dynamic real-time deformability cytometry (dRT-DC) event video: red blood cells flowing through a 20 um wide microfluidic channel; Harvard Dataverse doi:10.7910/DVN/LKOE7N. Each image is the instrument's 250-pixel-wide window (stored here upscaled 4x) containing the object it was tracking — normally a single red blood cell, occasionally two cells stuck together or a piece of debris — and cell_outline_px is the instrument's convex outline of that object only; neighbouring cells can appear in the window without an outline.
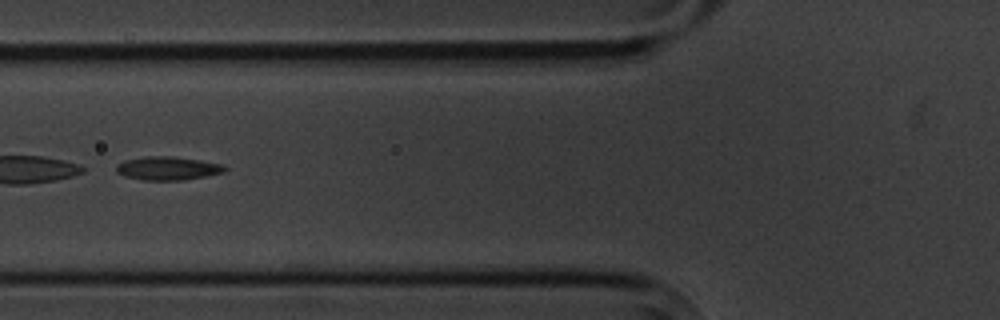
{"species": "common noctule bat (a hibernating species)", "species_latin": "Nyctalus noctula", "temperature_condition": "cold", "stored_images_in_passage": 8, "camera_frame_rate_fps": 3000, "um_per_image_px": 0.085, "animal": {"sex": "male", "body_mass_g": 20.1, "forearm_length_mm": 53.5}, "frame": {"image": 1, "passage_image": 4, "time_ms": 3.667, "image_size_px": [1000, 320], "cell_outline_px": [[228, 168], [224, 172], [204, 176], [180, 180], [144, 180], [124, 176], [116, 172], [116, 164], [124, 160], [144, 156], [172, 156], [200, 160], [224, 164]], "centroid_in_image_um": [14.24, 14.29], "position_along_channel_um": 111.6, "area_um2": 14.91}}
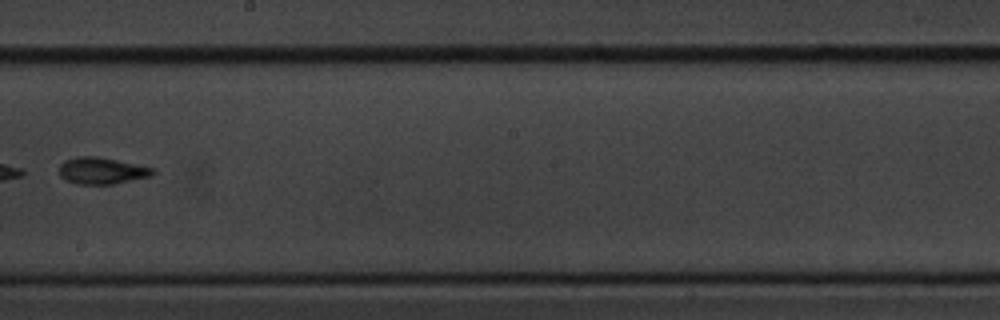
{"frame": {"image": 2, "passage_image": 7, "time_ms": 7.333, "image_size_px": [1000, 320], "cell_outline_px": [[156, 172], [152, 176], [112, 184], [76, 184], [64, 180], [60, 176], [60, 164], [64, 160], [76, 156], [96, 156], [156, 168]], "centroid_in_image_um": [8.65, 14.51], "position_along_channel_um": 239.6, "area_um2": 14.68}}
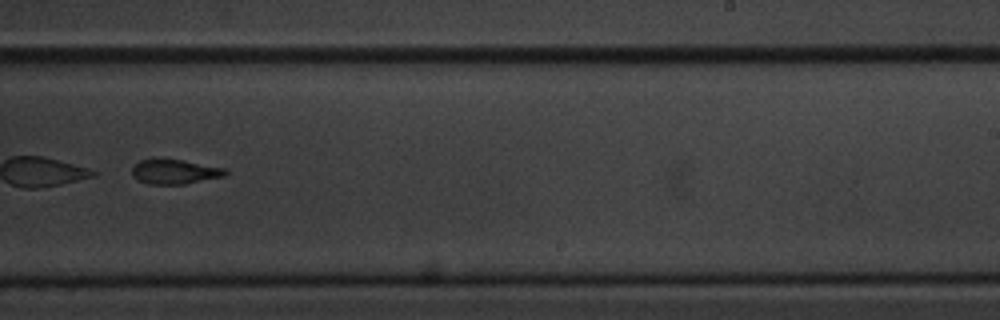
{"frame": {"image": 3, "passage_image": 8, "time_ms": 8.333, "image_size_px": [1000, 320], "cell_outline_px": [[228, 172], [224, 176], [184, 184], [148, 184], [132, 176], [132, 168], [140, 160], [156, 156], [160, 156], [184, 160], [228, 168]], "centroid_in_image_um": [14.85, 14.54], "position_along_channel_um": 274.2, "area_um2": 13.93}}